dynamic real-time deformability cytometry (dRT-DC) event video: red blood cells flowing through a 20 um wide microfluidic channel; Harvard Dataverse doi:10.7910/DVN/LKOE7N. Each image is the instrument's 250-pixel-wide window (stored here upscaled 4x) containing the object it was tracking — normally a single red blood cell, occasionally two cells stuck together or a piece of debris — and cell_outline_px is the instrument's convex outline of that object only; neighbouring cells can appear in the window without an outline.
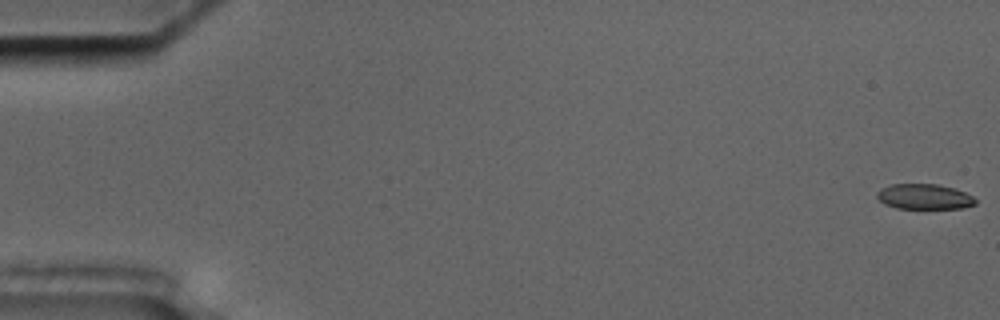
{"species": "common noctule bat (a hibernating species)", "species_latin": "Nyctalus noctula", "temperature_condition": "cold", "stored_images_in_passage": 58, "camera_frame_rate_fps": 3000, "um_per_image_px": 0.085, "animal": {"sex": "male", "body_mass_g": 17.5, "forearm_length_mm": 52.3}, "frame": {"image": 1, "passage_image": 1, "time_ms": 0.0, "image_size_px": [1000, 320], "cell_outline_px": [[976, 204], [964, 208], [896, 208], [884, 204], [876, 196], [876, 192], [880, 188], [892, 184], [936, 184], [956, 188], [972, 196], [976, 200]], "centroid_in_image_um": [78.55, 16.71], "position_along_channel_um": 6.4, "area_um2": 14.57}}
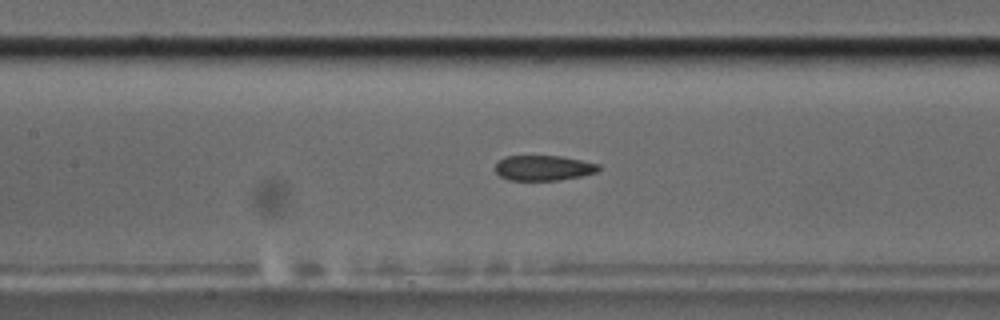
{"frame": {"image": 2, "passage_image": 27, "time_ms": 8.667, "image_size_px": [1000, 320], "cell_outline_px": [[600, 168], [596, 172], [580, 176], [556, 180], [508, 180], [500, 176], [496, 172], [496, 164], [504, 156], [560, 156], [600, 164]], "centroid_in_image_um": [46.18, 14.27], "position_along_channel_um": 161.2, "area_um2": 15.03}}
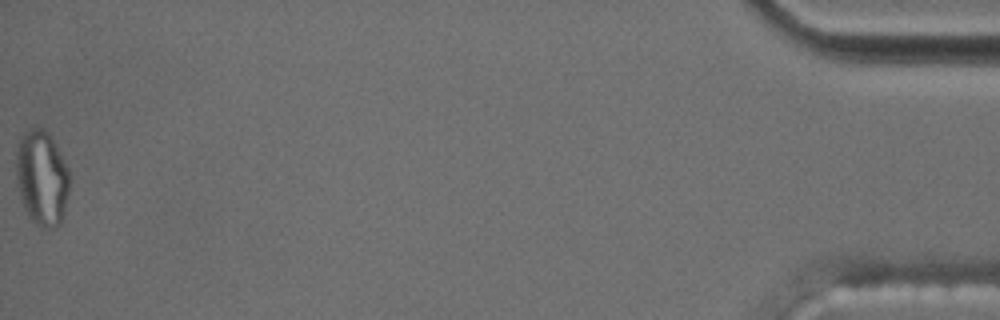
{"frame": {"image": 3, "passage_image": 58, "time_ms": 19.0, "image_size_px": [1000, 320], "cell_outline_px": [[68, 192], [60, 224], [52, 228], [44, 228], [36, 224], [28, 216], [24, 208], [16, 176], [16, 152], [20, 140], [24, 132], [32, 128], [44, 128], [48, 132], [68, 168]], "centroid_in_image_um": [3.54, 15.12], "position_along_channel_um": 431.7, "area_um2": 29.07}, "authors_computed_cell_mechanics": {"area_um2": 16.2996, "velocity_mm_per_s": 3.555, "shape_relaxation_time_tau1_ms": null, "shape_relaxation_time_tau2_ms": 2.4601, "deformation_change_tau1": null, "deformation_change_tau2": 0.0876}}